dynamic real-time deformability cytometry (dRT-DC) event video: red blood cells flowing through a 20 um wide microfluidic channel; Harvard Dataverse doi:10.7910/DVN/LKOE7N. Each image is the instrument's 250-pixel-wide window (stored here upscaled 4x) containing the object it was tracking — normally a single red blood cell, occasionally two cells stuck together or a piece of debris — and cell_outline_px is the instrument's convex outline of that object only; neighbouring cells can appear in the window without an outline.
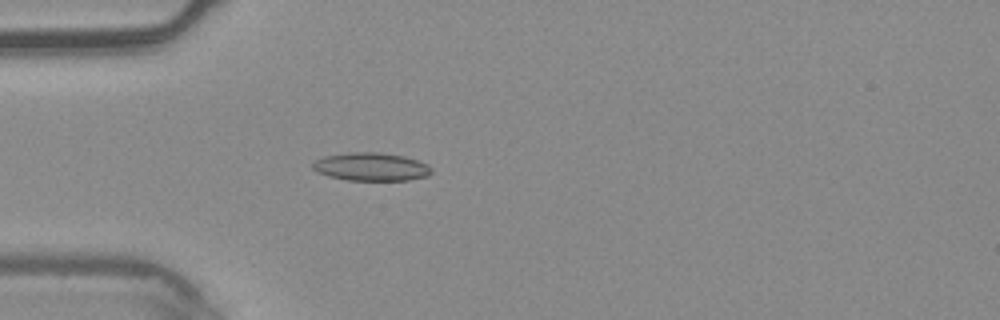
{"species": "common noctule bat (a hibernating species)", "species_latin": "Nyctalus noctula", "temperature_condition": "warm", "stored_images_in_passage": 4, "camera_frame_rate_fps": 3000, "um_per_image_px": 0.085, "animal": {"sex": "male", "body_mass_g": 20.4}, "frame": {"image": 1, "passage_image": 4, "time_ms": 1.0, "image_size_px": [1000, 320], "cell_outline_px": [[432, 172], [428, 176], [408, 180], [348, 180], [328, 176], [316, 172], [312, 168], [312, 160], [324, 156], [348, 152], [380, 152], [404, 156], [428, 164], [432, 168]], "centroid_in_image_um": [31.52, 14.17], "position_along_channel_um": 53.5, "area_um2": 19.71}}